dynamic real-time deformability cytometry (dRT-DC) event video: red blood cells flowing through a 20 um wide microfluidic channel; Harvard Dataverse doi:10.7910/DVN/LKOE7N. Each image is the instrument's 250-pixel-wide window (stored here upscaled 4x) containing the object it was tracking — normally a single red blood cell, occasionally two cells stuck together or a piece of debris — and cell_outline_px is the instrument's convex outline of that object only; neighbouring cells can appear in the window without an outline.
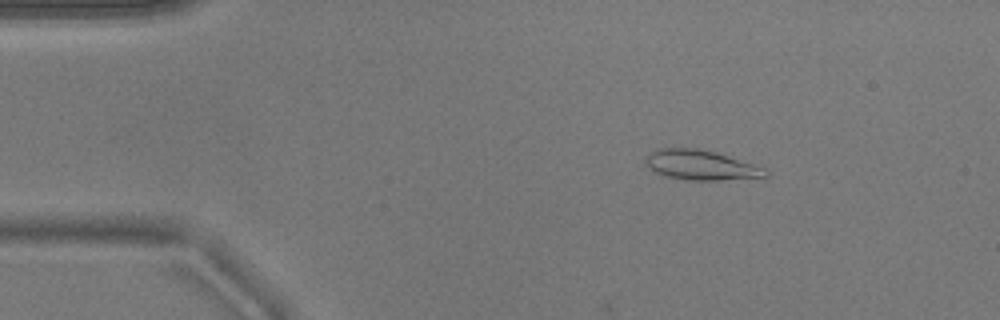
{"species": "common noctule bat (a hibernating species)", "species_latin": "Nyctalus noctula", "temperature_condition": "warm", "stored_images_in_passage": 17, "camera_frame_rate_fps": 3000, "um_per_image_px": 0.085, "animal": {"sex": "male", "body_mass_g": 17.9}, "frame": {"image": 1, "passage_image": 7, "time_ms": 2.0, "image_size_px": [1000, 320], "cell_outline_px": [[768, 176], [720, 180], [684, 180], [664, 176], [656, 172], [644, 160], [656, 148], [700, 148], [716, 152], [764, 168], [768, 172]], "centroid_in_image_um": [59.56, 14.03], "position_along_channel_um": 25.4, "area_um2": 20.58}}